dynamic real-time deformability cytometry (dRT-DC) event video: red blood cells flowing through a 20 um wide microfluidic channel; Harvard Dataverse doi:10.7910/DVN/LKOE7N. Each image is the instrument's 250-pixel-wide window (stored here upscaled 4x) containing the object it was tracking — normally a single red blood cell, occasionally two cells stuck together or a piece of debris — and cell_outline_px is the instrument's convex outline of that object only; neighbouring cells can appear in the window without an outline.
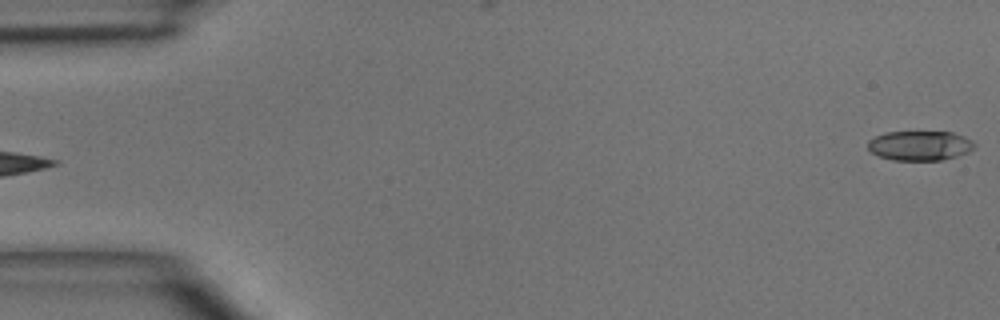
{"species": "common noctule bat (a hibernating species)", "species_latin": "Nyctalus noctula", "temperature_condition": "room temperature", "stored_images_in_passage": 3, "segment_of_instrument_passage": [2, 2], "camera_frame_rate_fps": 3000, "um_per_image_px": 0.085, "animal": {"sex": "male", "body_mass_g": 15.6}, "frame": {"image": 1, "passage_image": 3, "time_ms": 3.0, "image_size_px": [1000, 320], "cell_outline_px": [[976, 144], [968, 152], [956, 156], [940, 160], [896, 160], [880, 156], [872, 152], [868, 148], [868, 140], [884, 132], [952, 132], [964, 136], [972, 140]], "centroid_in_image_um": [78.19, 12.37], "position_along_channel_um": 6.8, "area_um2": 18.26}}